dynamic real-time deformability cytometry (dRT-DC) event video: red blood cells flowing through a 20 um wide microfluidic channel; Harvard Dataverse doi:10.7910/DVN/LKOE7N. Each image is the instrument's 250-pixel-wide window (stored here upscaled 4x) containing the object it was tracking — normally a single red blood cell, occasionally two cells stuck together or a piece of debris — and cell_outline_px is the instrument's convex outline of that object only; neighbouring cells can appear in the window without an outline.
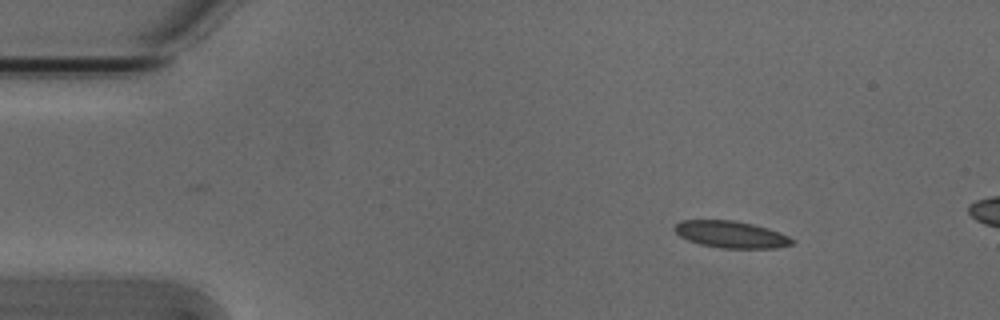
{"species": "Egyptian fruit bat (a non-hibernating species)", "species_latin": "Rousettus aegyptiacus", "temperature_condition": "cold", "stored_images_in_passage": 39, "camera_frame_rate_fps": 3000, "um_per_image_px": 0.085, "animal": {"sex": "male"}, "frame": {"image": 1, "passage_image": 1, "time_ms": 0.0, "image_size_px": [1000, 320], "cell_outline_px": [[796, 240], [792, 244], [776, 248], [720, 248], [700, 244], [688, 240], [680, 236], [672, 228], [680, 220], [736, 220], [768, 228], [780, 232]], "centroid_in_image_um": [62.14, 19.92], "position_along_channel_um": 22.9, "area_um2": 18.5}}
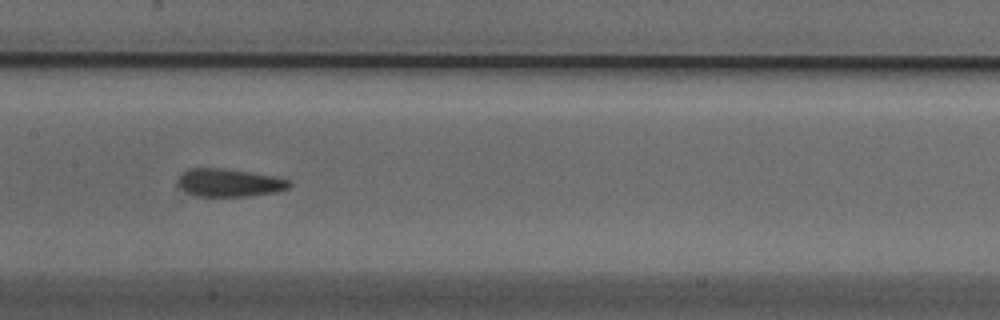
{"frame": {"image": 2, "passage_image": 20, "time_ms": 6.333, "image_size_px": [1000, 320], "cell_outline_px": [[292, 184], [288, 188], [276, 192], [248, 196], [192, 196], [184, 192], [176, 184], [176, 180], [180, 172], [188, 168], [224, 168], [280, 176], [288, 180]], "centroid_in_image_um": [19.43, 15.52], "position_along_channel_um": 188.0, "area_um2": 18.73}}
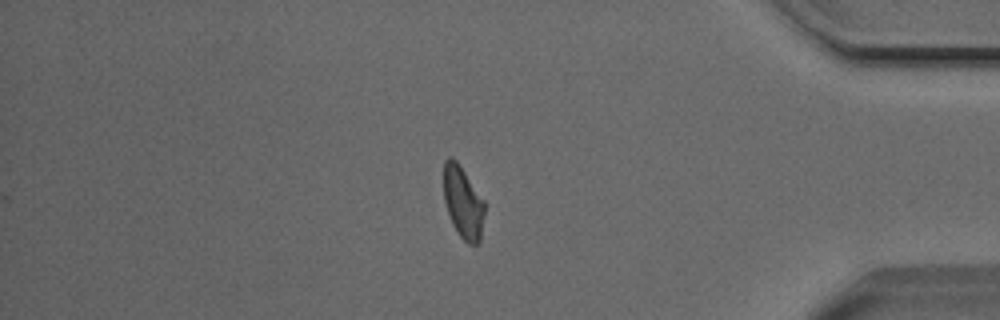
{"frame": {"image": 3, "passage_image": 39, "time_ms": 12.667, "image_size_px": [1000, 320], "cell_outline_px": [[484, 212], [480, 240], [476, 244], [468, 244], [460, 236], [452, 224], [444, 200], [444, 160], [448, 156], [452, 156], [456, 160], [484, 200]], "centroid_in_image_um": [39.34, 17.19], "position_along_channel_um": 395.9, "area_um2": 16.99}, "authors_computed_cell_mechanics": {"area_um2": 18.4382, "velocity_mm_per_s": 3.8133, "shape_relaxation_time_tau1_ms": 6.5599, "shape_relaxation_time_tau2_ms": 2.5362, "deformation_change_tau1": 0.1398, "deformation_change_tau2": 0.0981}}